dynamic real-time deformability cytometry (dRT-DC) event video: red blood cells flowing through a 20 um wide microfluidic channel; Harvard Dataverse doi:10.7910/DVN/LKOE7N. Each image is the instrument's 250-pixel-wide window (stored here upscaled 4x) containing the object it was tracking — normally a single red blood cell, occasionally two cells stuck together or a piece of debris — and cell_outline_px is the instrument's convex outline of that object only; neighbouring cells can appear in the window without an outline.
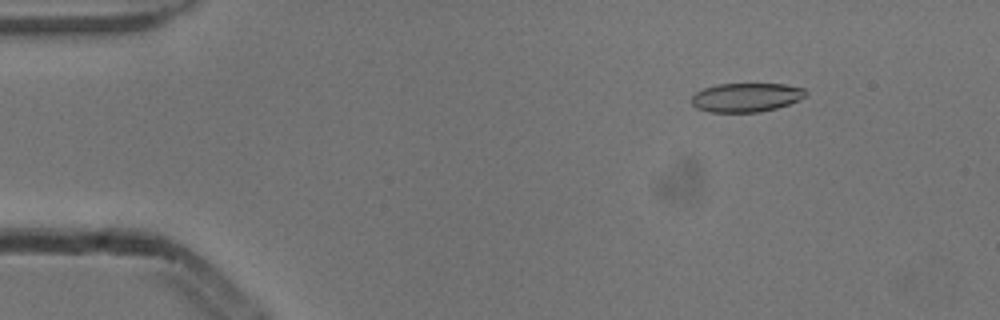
{"species": "common noctule bat (a hibernating species)", "species_latin": "Nyctalus noctula", "temperature_condition": "cold", "stored_images_in_passage": 5, "camera_frame_rate_fps": 3000, "um_per_image_px": 0.085, "animal": {"sex": "male", "body_mass_g": 13.3}, "frame": {"image": 1, "passage_image": 2, "time_ms": 0.333, "image_size_px": [1000, 320], "cell_outline_px": [[808, 92], [800, 100], [776, 108], [760, 112], [708, 112], [696, 108], [692, 104], [692, 96], [696, 92], [704, 88], [720, 84], [784, 84], [804, 88]], "centroid_in_image_um": [63.43, 8.28], "position_along_channel_um": 21.6, "area_um2": 19.25}}
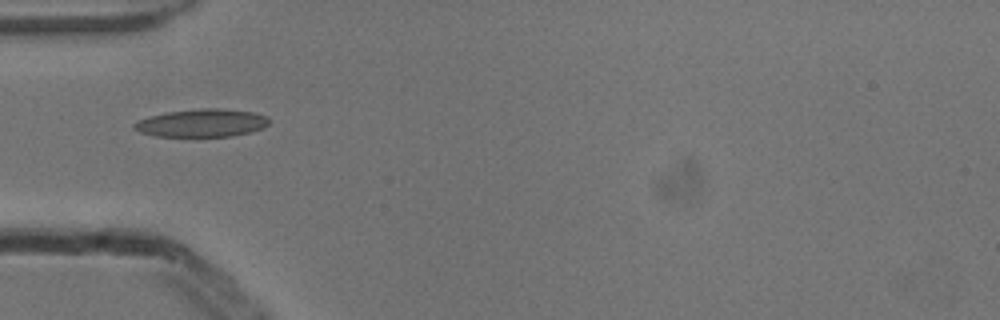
{"frame": {"image": 2, "passage_image": 5, "time_ms": 1.333, "image_size_px": [1000, 320], "cell_outline_px": [[268, 124], [264, 128], [232, 136], [156, 136], [140, 132], [132, 128], [132, 124], [148, 116], [168, 112], [200, 108], [220, 108], [252, 112], [268, 116]], "centroid_in_image_um": [17.14, 10.45], "position_along_channel_um": 67.9, "area_um2": 21.85}}